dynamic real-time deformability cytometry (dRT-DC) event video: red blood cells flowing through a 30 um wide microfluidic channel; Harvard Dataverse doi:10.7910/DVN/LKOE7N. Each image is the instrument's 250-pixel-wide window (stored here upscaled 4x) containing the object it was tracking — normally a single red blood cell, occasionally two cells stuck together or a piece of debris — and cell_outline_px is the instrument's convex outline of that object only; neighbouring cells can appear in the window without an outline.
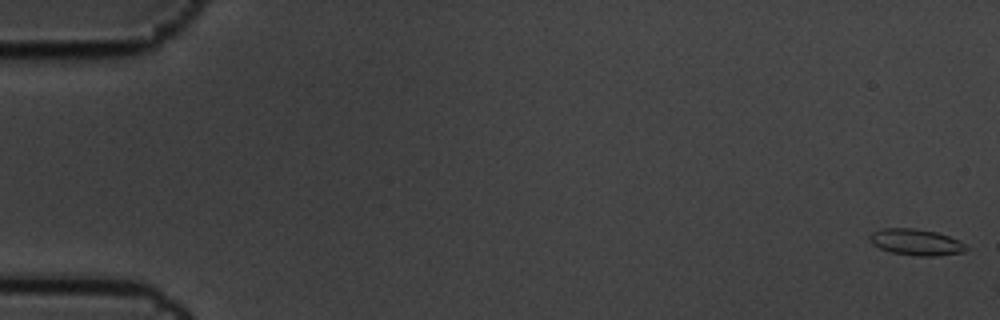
{"species": "common noctule bat (a hibernating species)", "species_latin": "Nyctalus noctula", "temperature_condition": "cold", "stored_images_in_passage": 3, "camera_frame_rate_fps": 3000, "um_per_image_px": 0.085, "animal": {"sex": "male", "body_mass_g": 19.5, "forearm_length_mm": 54.6}, "frame": {"image": 1, "passage_image": 1, "time_ms": 0.0, "image_size_px": [1000, 320], "cell_outline_px": [[968, 248], [964, 252], [936, 256], [916, 256], [892, 252], [880, 248], [872, 244], [868, 236], [872, 232], [880, 228], [916, 228], [936, 232], [948, 236], [964, 244]], "centroid_in_image_um": [77.83, 20.58], "position_along_channel_um": 7.2, "area_um2": 14.74}}